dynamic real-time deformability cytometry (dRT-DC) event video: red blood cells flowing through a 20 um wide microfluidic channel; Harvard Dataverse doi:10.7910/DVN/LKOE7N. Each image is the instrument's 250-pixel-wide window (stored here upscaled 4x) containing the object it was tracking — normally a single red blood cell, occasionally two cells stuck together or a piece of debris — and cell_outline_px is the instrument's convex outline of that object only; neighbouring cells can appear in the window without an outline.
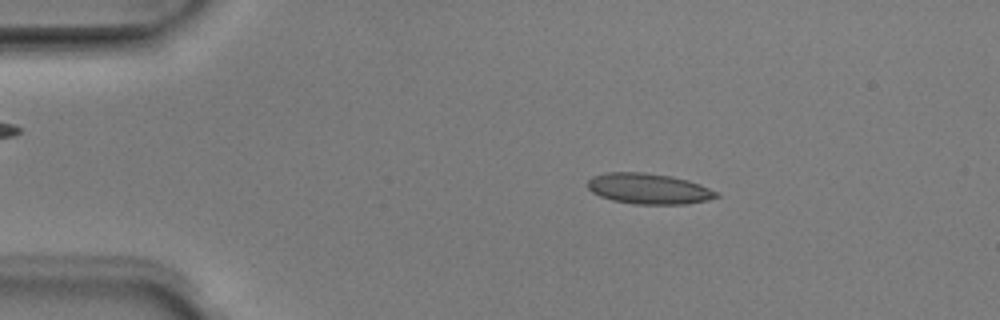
{"species": "Egyptian fruit bat (a non-hibernating species)", "species_latin": "Rousettus aegyptiacus", "temperature_condition": "room temperature", "stored_images_in_passage": 7, "camera_frame_rate_fps": 3000, "um_per_image_px": 0.085, "animal": {"sex": "male"}, "frame": {"image": 1, "passage_image": 2, "time_ms": 0.333, "image_size_px": [1000, 320], "cell_outline_px": [[720, 196], [708, 200], [684, 204], [636, 204], [612, 200], [600, 196], [592, 192], [588, 188], [588, 180], [592, 176], [604, 172], [644, 172], [672, 176], [688, 180], [700, 184], [720, 192]], "centroid_in_image_um": [55.16, 16.03], "position_along_channel_um": 29.8, "area_um2": 23.18}}
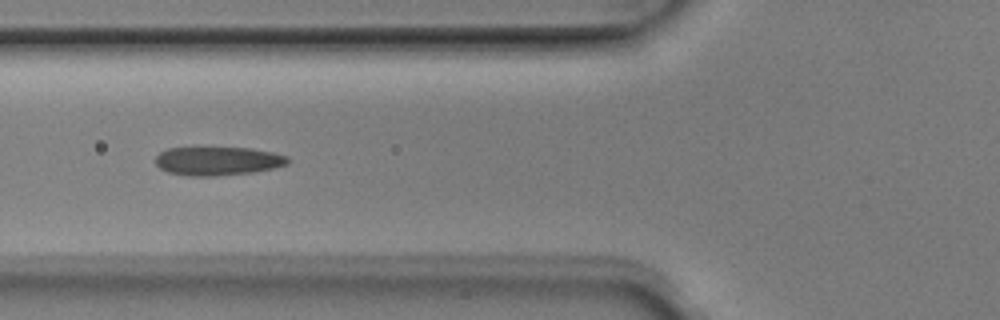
{"frame": {"image": 2, "passage_image": 5, "time_ms": 1.333, "image_size_px": [1000, 320], "cell_outline_px": [[288, 164], [272, 168], [252, 172], [216, 176], [188, 176], [168, 172], [160, 168], [156, 164], [156, 156], [160, 152], [168, 148], [252, 148], [272, 152], [288, 156]], "centroid_in_image_um": [18.5, 13.69], "position_along_channel_um": 107.3, "area_um2": 21.96}}
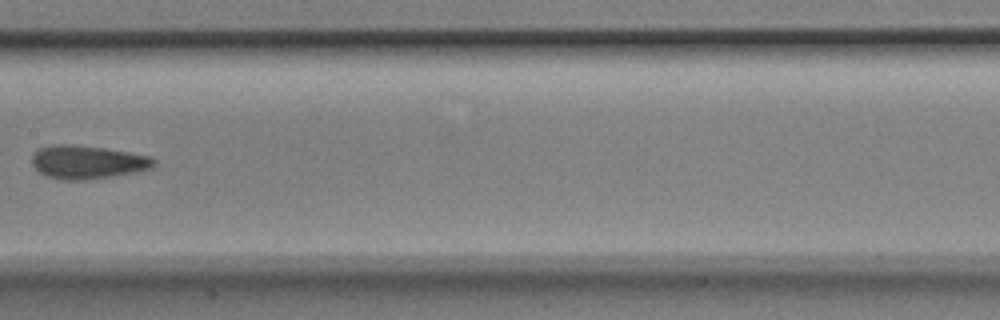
{"frame": {"image": 3, "passage_image": 7, "time_ms": 2.0, "image_size_px": [1000, 320], "cell_outline_px": [[156, 164], [152, 168], [136, 172], [112, 176], [84, 180], [64, 180], [48, 176], [40, 172], [32, 164], [32, 156], [40, 148], [52, 144], [72, 144], [104, 148], [152, 156], [156, 160]], "centroid_in_image_um": [7.47, 13.77], "position_along_channel_um": 199.9, "area_um2": 23.7}}